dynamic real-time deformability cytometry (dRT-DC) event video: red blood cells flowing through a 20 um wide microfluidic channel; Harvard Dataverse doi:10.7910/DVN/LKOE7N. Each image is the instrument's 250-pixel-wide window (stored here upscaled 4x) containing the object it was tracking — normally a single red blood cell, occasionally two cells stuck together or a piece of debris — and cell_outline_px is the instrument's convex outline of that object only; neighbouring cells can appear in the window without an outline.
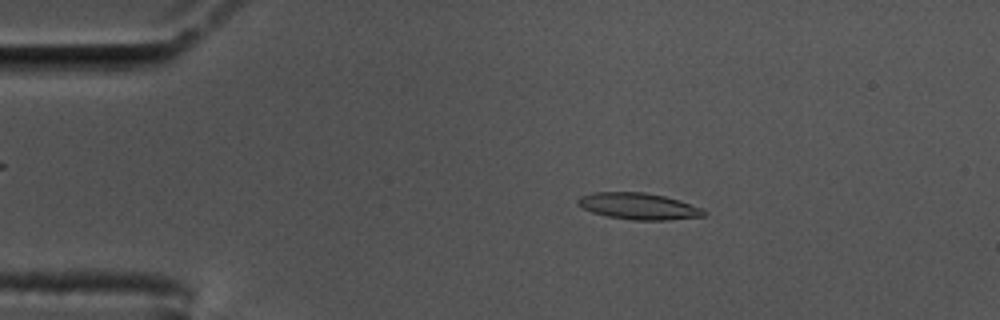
{"species": "common noctule bat (a hibernating species)", "species_latin": "Nyctalus noctula", "temperature_condition": "cold", "stored_images_in_passage": 53, "camera_frame_rate_fps": 3000, "um_per_image_px": 0.085, "animal": {"sex": "male", "body_mass_g": 17.5, "forearm_length_mm": 52.3}, "frame": {"image": 1, "passage_image": 6, "time_ms": 1.667, "image_size_px": [1000, 320], "cell_outline_px": [[708, 212], [704, 216], [668, 220], [632, 220], [608, 216], [592, 212], [576, 204], [576, 200], [580, 196], [592, 192], [644, 192], [664, 196], [680, 200], [704, 208]], "centroid_in_image_um": [54.3, 17.52], "position_along_channel_um": 30.7, "area_um2": 19.65}}
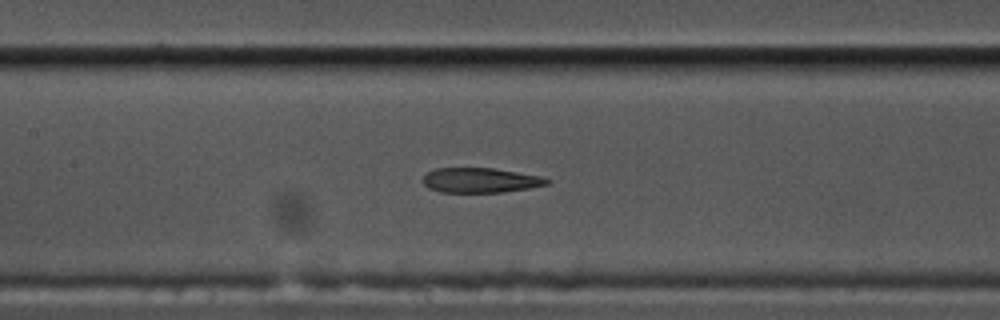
{"frame": {"image": 2, "passage_image": 22, "time_ms": 7.0, "image_size_px": [1000, 320], "cell_outline_px": [[552, 180], [548, 184], [528, 188], [504, 192], [440, 192], [428, 188], [420, 180], [428, 172], [436, 168], [492, 168], [540, 176]], "centroid_in_image_um": [40.8, 15.32], "position_along_channel_um": 166.6, "area_um2": 17.92}}
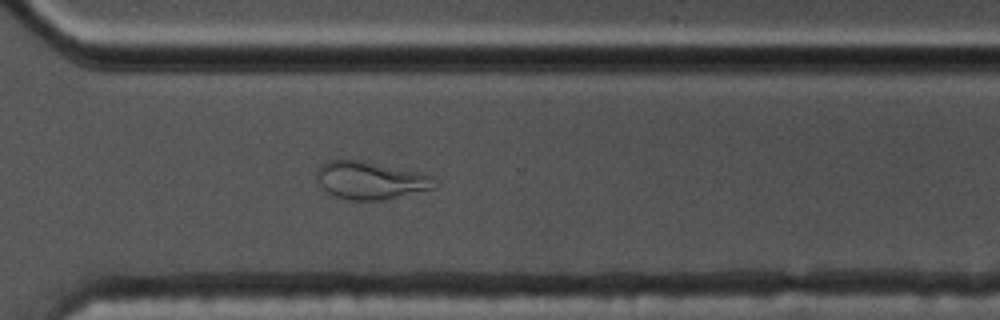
{"frame": {"image": 3, "passage_image": 37, "time_ms": 12.0, "image_size_px": [1000, 320], "cell_outline_px": [[436, 188], [380, 200], [348, 200], [336, 196], [328, 192], [324, 188], [316, 176], [316, 172], [320, 164], [328, 160], [360, 160], [420, 172], [432, 176], [436, 184]], "centroid_in_image_um": [31.49, 15.32], "position_along_channel_um": 339.1, "area_um2": 25.66}, "authors_computed_cell_mechanics": {"area_um2": 19.5942, "velocity_mm_per_s": 3.4571, "shape_relaxation_time_tau1_ms": null, "shape_relaxation_time_tau2_ms": 2.368, "deformation_change_tau1": null, "deformation_change_tau2": 0.1095}}